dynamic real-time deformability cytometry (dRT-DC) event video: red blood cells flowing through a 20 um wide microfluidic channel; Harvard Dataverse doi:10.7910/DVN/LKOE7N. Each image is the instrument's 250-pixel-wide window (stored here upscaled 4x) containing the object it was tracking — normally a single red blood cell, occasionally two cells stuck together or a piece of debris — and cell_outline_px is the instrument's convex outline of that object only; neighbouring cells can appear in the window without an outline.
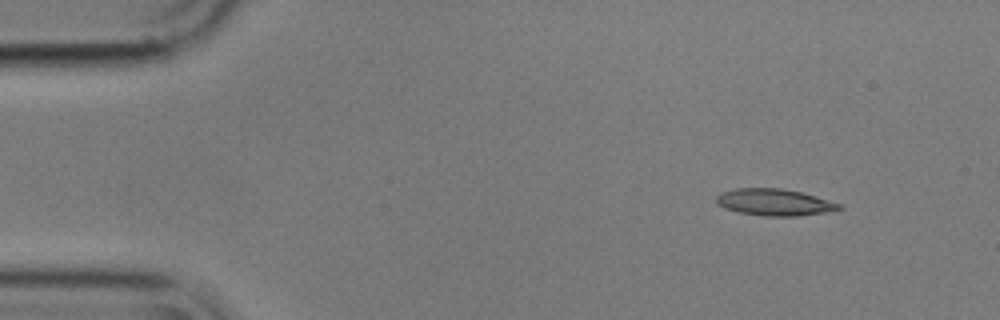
{"species": "common noctule bat (a hibernating species)", "species_latin": "Nyctalus noctula", "temperature_condition": "cold", "stored_images_in_passage": 2, "camera_frame_rate_fps": 3000, "um_per_image_px": 0.085, "animal": {"sex": "male", "body_mass_g": 17.9}, "frame": {"image": 1, "passage_image": 2, "time_ms": 0.333, "image_size_px": [1000, 320], "cell_outline_px": [[844, 208], [832, 212], [796, 216], [764, 216], [740, 212], [724, 208], [716, 204], [716, 196], [720, 192], [736, 188], [780, 188], [800, 192], [816, 196], [840, 204]], "centroid_in_image_um": [65.83, 17.19], "position_along_channel_um": 19.2, "area_um2": 19.25}}